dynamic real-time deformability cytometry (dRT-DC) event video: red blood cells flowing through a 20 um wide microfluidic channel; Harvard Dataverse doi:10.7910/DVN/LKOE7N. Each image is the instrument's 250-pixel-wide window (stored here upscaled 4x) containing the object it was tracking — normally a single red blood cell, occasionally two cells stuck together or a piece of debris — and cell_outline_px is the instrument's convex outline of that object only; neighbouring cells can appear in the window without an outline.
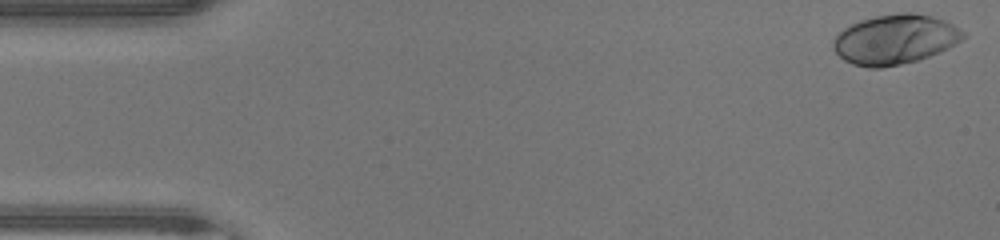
{"species": "human", "species_latin": "Homo sapiens", "temperature_condition": "warm", "stored_images_in_passage": 47, "camera_frame_rate_fps": 3000, "um_per_image_px": 0.085, "donor": {"sex": "male"}, "frame": {"image": 1, "passage_image": 1, "time_ms": 0.0, "image_size_px": [1000, 240], "cell_outline_px": [[964, 36], [956, 44], [940, 52], [916, 60], [900, 64], [880, 68], [868, 68], [852, 64], [844, 60], [832, 48], [832, 40], [844, 28], [860, 20], [876, 16], [900, 12], [916, 12], [932, 16], [944, 20], [952, 24], [964, 32]], "centroid_in_image_um": [76.05, 3.34], "position_along_channel_um": 8.9, "area_um2": 37.57}}
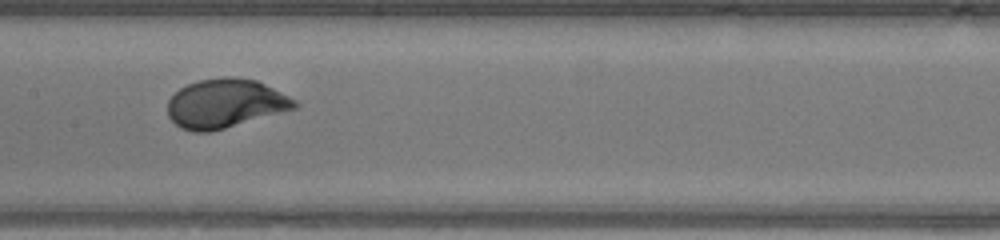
{"frame": {"image": 2, "passage_image": 23, "time_ms": 7.333, "image_size_px": [1000, 240], "cell_outline_px": [[300, 104], [296, 108], [212, 132], [192, 132], [180, 128], [168, 116], [168, 100], [180, 88], [188, 84], [200, 80], [224, 76], [228, 76], [256, 80], [296, 100]], "centroid_in_image_um": [19.13, 8.81], "position_along_channel_um": 188.3, "area_um2": 36.13}}
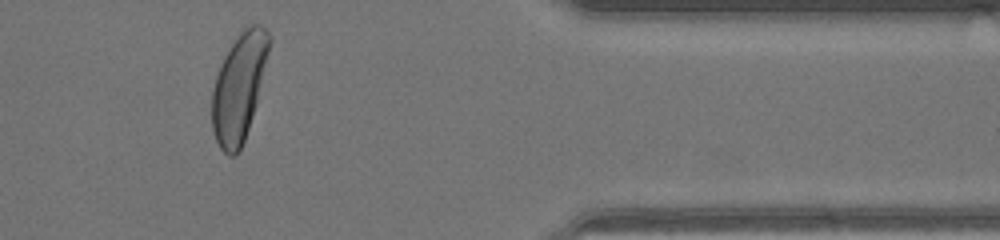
{"frame": {"image": 3, "passage_image": 39, "time_ms": 12.667, "image_size_px": [1000, 240], "cell_outline_px": [[272, 40], [256, 104], [244, 140], [240, 148], [232, 156], [228, 156], [220, 148], [216, 140], [212, 128], [212, 88], [216, 76], [224, 56], [228, 48], [240, 32], [244, 28], [252, 24], [260, 24], [272, 36]], "centroid_in_image_um": [20.32, 7.37], "position_along_channel_um": 391.1, "area_um2": 35.66}, "authors_computed_cell_mechanics": {"area_um2": 36.0672, "velocity_mm_per_s": 4.3122, "shape_relaxation_time_tau1_ms": 2.4097, "shape_relaxation_time_tau2_ms": null, "deformation_change_tau1": 0.1813, "deformation_change_tau2": null}}